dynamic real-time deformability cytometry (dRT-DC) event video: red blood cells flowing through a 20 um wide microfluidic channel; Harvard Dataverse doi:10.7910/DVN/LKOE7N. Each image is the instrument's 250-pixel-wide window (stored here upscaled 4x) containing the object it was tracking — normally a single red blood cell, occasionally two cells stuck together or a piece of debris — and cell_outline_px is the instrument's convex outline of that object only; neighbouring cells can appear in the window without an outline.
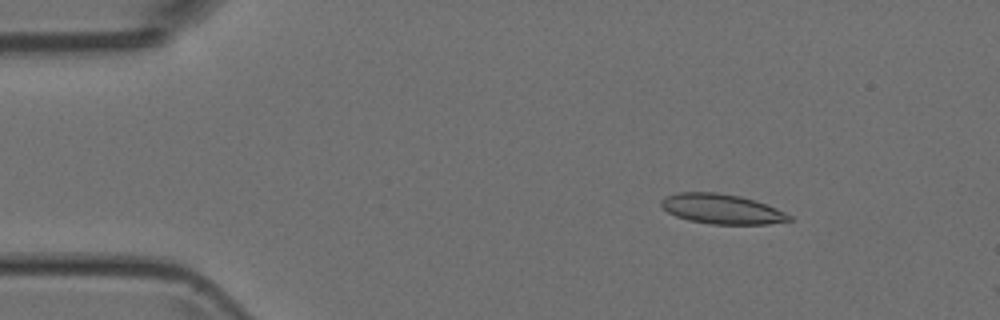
{"species": "Egyptian fruit bat (a non-hibernating species)", "species_latin": "Rousettus aegyptiacus", "temperature_condition": "room temperature", "stored_images_in_passage": 8, "camera_frame_rate_fps": 3000, "um_per_image_px": 0.085, "animal": {"sex": "female"}, "frame": {"image": 1, "passage_image": 6, "time_ms": 1.667, "image_size_px": [1000, 320], "cell_outline_px": [[792, 220], [768, 224], [712, 224], [688, 220], [676, 216], [668, 212], [660, 204], [660, 200], [676, 192], [716, 192], [740, 196], [776, 208], [792, 216]], "centroid_in_image_um": [61.33, 17.76], "position_along_channel_um": 23.7, "area_um2": 22.08}}